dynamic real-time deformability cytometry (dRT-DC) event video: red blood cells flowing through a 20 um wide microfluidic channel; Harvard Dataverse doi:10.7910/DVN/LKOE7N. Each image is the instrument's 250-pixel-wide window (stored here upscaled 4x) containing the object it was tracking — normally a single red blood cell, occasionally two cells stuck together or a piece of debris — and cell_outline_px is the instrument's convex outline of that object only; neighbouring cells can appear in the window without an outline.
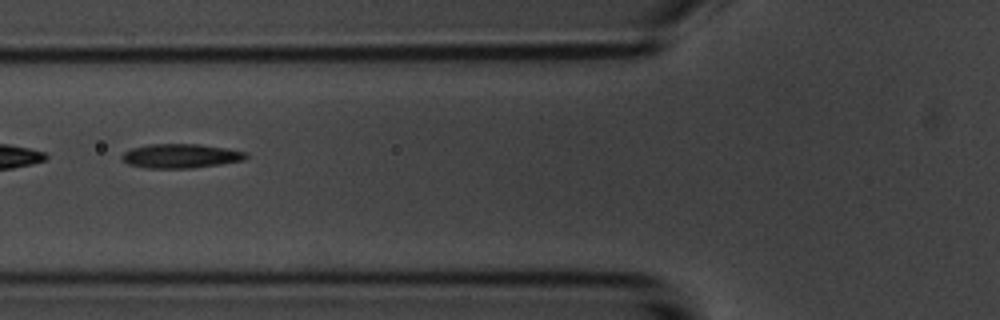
{"species": "common noctule bat (a hibernating species)", "species_latin": "Nyctalus noctula", "temperature_condition": "room temperature", "stored_images_in_passage": 7, "camera_frame_rate_fps": 3000, "um_per_image_px": 0.085, "animal": {"sex": "male", "body_mass_g": 20.1, "forearm_length_mm": 53.5}, "frame": {"image": 1, "passage_image": 6, "time_ms": 6.333, "image_size_px": [1000, 320], "cell_outline_px": [[248, 156], [244, 160], [220, 164], [192, 168], [144, 168], [128, 164], [120, 156], [124, 152], [132, 148], [148, 144], [200, 144], [228, 148], [248, 152]], "centroid_in_image_um": [15.38, 13.25], "position_along_channel_um": 110.4, "area_um2": 17.63}}
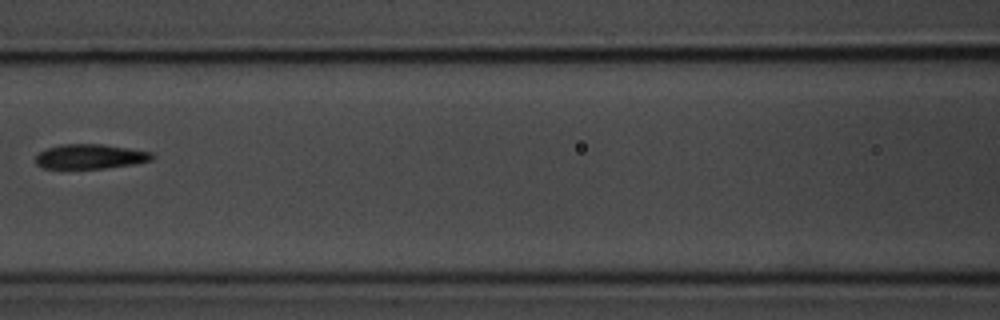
{"frame": {"image": 2, "passage_image": 7, "time_ms": 7.667, "image_size_px": [1000, 320], "cell_outline_px": [[156, 156], [152, 160], [136, 164], [104, 168], [44, 168], [36, 164], [36, 156], [40, 152], [48, 148], [64, 144], [100, 144], [128, 148], [152, 152]], "centroid_in_image_um": [7.72, 13.3], "position_along_channel_um": 158.9, "area_um2": 16.65}}